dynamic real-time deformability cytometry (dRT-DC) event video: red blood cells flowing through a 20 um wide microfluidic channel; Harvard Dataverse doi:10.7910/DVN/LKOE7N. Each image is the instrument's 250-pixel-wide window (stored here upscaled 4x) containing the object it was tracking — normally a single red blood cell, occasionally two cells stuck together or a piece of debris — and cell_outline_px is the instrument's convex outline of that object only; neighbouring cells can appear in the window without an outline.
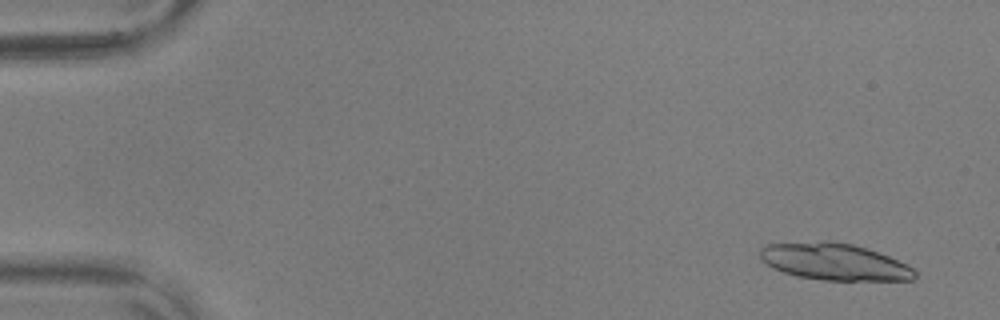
{"species": "common noctule bat (a hibernating species)", "species_latin": "Nyctalus noctula", "temperature_condition": "warm", "stored_images_in_passage": 49, "camera_frame_rate_fps": 3000, "um_per_image_px": 0.085, "animal": {"sex": "male", "body_mass_g": 17.9, "forearm_length_mm": 54.2}, "frame": {"image": 1, "passage_image": 1, "time_ms": 0.0, "image_size_px": [1000, 320], "cell_outline_px": [[916, 276], [912, 280], [820, 280], [796, 276], [772, 268], [760, 260], [760, 248], [768, 244], [852, 244], [888, 256], [912, 268], [916, 272]], "centroid_in_image_um": [70.91, 22.31], "position_along_channel_um": 14.1, "area_um2": 31.85}}